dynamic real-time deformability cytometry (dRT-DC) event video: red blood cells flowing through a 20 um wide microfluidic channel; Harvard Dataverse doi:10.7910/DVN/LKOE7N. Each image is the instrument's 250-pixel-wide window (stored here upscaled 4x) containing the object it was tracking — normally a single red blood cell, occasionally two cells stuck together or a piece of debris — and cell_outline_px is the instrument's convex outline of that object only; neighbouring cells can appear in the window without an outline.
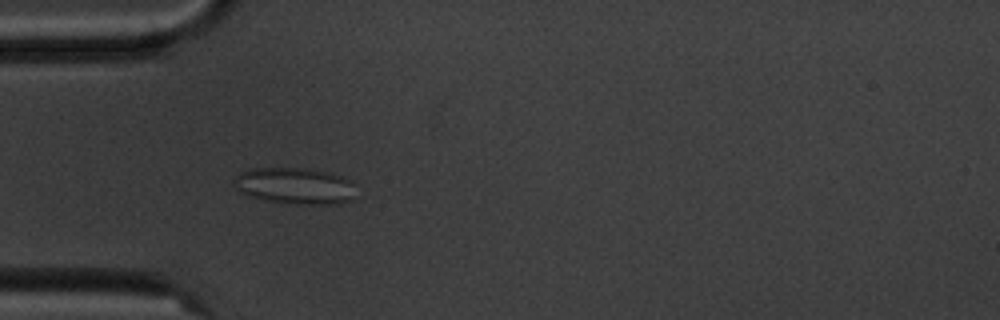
{"species": "common noctule bat (a hibernating species)", "species_latin": "Nyctalus noctula", "temperature_condition": "cold", "stored_images_in_passage": 7, "camera_frame_rate_fps": 3000, "um_per_image_px": 0.085, "animal": {"sex": "male", "body_mass_g": 20.1, "forearm_length_mm": 53.5}, "frame": {"image": 1, "passage_image": 5, "time_ms": 4.667, "image_size_px": [1000, 320], "cell_outline_px": [[352, 200], [340, 204], [296, 204], [264, 200], [248, 196], [240, 192], [232, 184], [232, 180], [240, 172], [248, 168], [308, 168], [340, 176], [352, 180]], "centroid_in_image_um": [25.0, 15.8], "position_along_channel_um": 60.0, "area_um2": 26.01}}
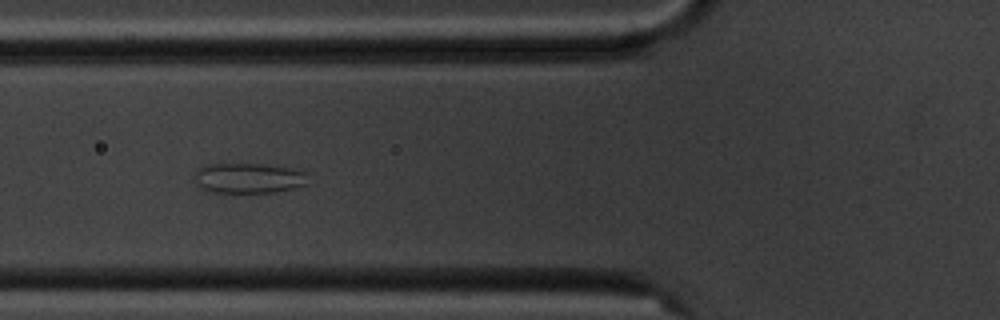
{"frame": {"image": 2, "passage_image": 6, "time_ms": 6.0, "image_size_px": [1000, 320], "cell_outline_px": [[308, 184], [276, 192], [212, 192], [196, 184], [196, 168], [204, 164], [260, 164], [300, 168], [308, 172]], "centroid_in_image_um": [21.21, 15.12], "position_along_channel_um": 104.6, "area_um2": 20.23}}
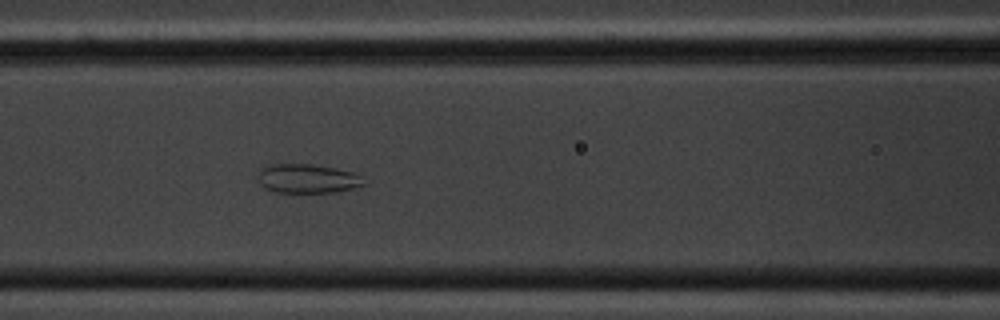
{"frame": {"image": 3, "passage_image": 7, "time_ms": 7.0, "image_size_px": [1000, 320], "cell_outline_px": [[368, 184], [336, 192], [276, 192], [264, 188], [260, 184], [260, 168], [272, 164], [312, 164], [336, 168], [352, 172], [360, 176]], "centroid_in_image_um": [26.16, 15.18], "position_along_channel_um": 140.4, "area_um2": 17.86}}